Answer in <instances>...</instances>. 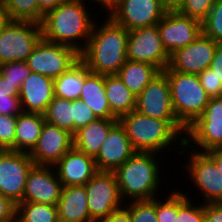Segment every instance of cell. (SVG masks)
<instances>
[{
  "mask_svg": "<svg viewBox=\"0 0 222 222\" xmlns=\"http://www.w3.org/2000/svg\"><path fill=\"white\" fill-rule=\"evenodd\" d=\"M34 165L27 152L0 150V194L14 204L21 202L28 174Z\"/></svg>",
  "mask_w": 222,
  "mask_h": 222,
  "instance_id": "30bf717a",
  "label": "cell"
},
{
  "mask_svg": "<svg viewBox=\"0 0 222 222\" xmlns=\"http://www.w3.org/2000/svg\"><path fill=\"white\" fill-rule=\"evenodd\" d=\"M117 122L118 119H96L90 122L73 134V147L89 156L95 157L109 130Z\"/></svg>",
  "mask_w": 222,
  "mask_h": 222,
  "instance_id": "603a6c76",
  "label": "cell"
},
{
  "mask_svg": "<svg viewBox=\"0 0 222 222\" xmlns=\"http://www.w3.org/2000/svg\"><path fill=\"white\" fill-rule=\"evenodd\" d=\"M214 2L215 0H183L176 11L202 22L211 11Z\"/></svg>",
  "mask_w": 222,
  "mask_h": 222,
  "instance_id": "d590c367",
  "label": "cell"
},
{
  "mask_svg": "<svg viewBox=\"0 0 222 222\" xmlns=\"http://www.w3.org/2000/svg\"><path fill=\"white\" fill-rule=\"evenodd\" d=\"M68 0H38L39 9L45 14Z\"/></svg>",
  "mask_w": 222,
  "mask_h": 222,
  "instance_id": "7dc6e473",
  "label": "cell"
},
{
  "mask_svg": "<svg viewBox=\"0 0 222 222\" xmlns=\"http://www.w3.org/2000/svg\"><path fill=\"white\" fill-rule=\"evenodd\" d=\"M73 107V134L83 126L95 121L97 118L91 108H89L81 99L72 101Z\"/></svg>",
  "mask_w": 222,
  "mask_h": 222,
  "instance_id": "f35d334b",
  "label": "cell"
},
{
  "mask_svg": "<svg viewBox=\"0 0 222 222\" xmlns=\"http://www.w3.org/2000/svg\"><path fill=\"white\" fill-rule=\"evenodd\" d=\"M161 70L151 64L126 60L117 76L124 85L137 97L142 90L156 77Z\"/></svg>",
  "mask_w": 222,
  "mask_h": 222,
  "instance_id": "4316f807",
  "label": "cell"
},
{
  "mask_svg": "<svg viewBox=\"0 0 222 222\" xmlns=\"http://www.w3.org/2000/svg\"><path fill=\"white\" fill-rule=\"evenodd\" d=\"M98 222H132L129 216V212L123 208L113 212L107 218L99 220Z\"/></svg>",
  "mask_w": 222,
  "mask_h": 222,
  "instance_id": "bcb514c9",
  "label": "cell"
},
{
  "mask_svg": "<svg viewBox=\"0 0 222 222\" xmlns=\"http://www.w3.org/2000/svg\"><path fill=\"white\" fill-rule=\"evenodd\" d=\"M18 116L0 115V150H13Z\"/></svg>",
  "mask_w": 222,
  "mask_h": 222,
  "instance_id": "74e56055",
  "label": "cell"
},
{
  "mask_svg": "<svg viewBox=\"0 0 222 222\" xmlns=\"http://www.w3.org/2000/svg\"><path fill=\"white\" fill-rule=\"evenodd\" d=\"M93 1L99 4V6L101 7L100 10L106 9L107 11H109L117 2V0H92V2Z\"/></svg>",
  "mask_w": 222,
  "mask_h": 222,
  "instance_id": "f907efd6",
  "label": "cell"
},
{
  "mask_svg": "<svg viewBox=\"0 0 222 222\" xmlns=\"http://www.w3.org/2000/svg\"><path fill=\"white\" fill-rule=\"evenodd\" d=\"M15 222H59L57 205L21 201L16 204Z\"/></svg>",
  "mask_w": 222,
  "mask_h": 222,
  "instance_id": "f1b7e54d",
  "label": "cell"
},
{
  "mask_svg": "<svg viewBox=\"0 0 222 222\" xmlns=\"http://www.w3.org/2000/svg\"><path fill=\"white\" fill-rule=\"evenodd\" d=\"M84 186L89 215L93 222L105 219L123 208L121 206L124 202L114 171H98Z\"/></svg>",
  "mask_w": 222,
  "mask_h": 222,
  "instance_id": "ba28073f",
  "label": "cell"
},
{
  "mask_svg": "<svg viewBox=\"0 0 222 222\" xmlns=\"http://www.w3.org/2000/svg\"><path fill=\"white\" fill-rule=\"evenodd\" d=\"M1 9L10 20L41 23L44 17V13L39 9L38 0H5Z\"/></svg>",
  "mask_w": 222,
  "mask_h": 222,
  "instance_id": "4dcf8cb0",
  "label": "cell"
},
{
  "mask_svg": "<svg viewBox=\"0 0 222 222\" xmlns=\"http://www.w3.org/2000/svg\"><path fill=\"white\" fill-rule=\"evenodd\" d=\"M19 98L24 112L44 114L54 98L53 79L31 72L21 85Z\"/></svg>",
  "mask_w": 222,
  "mask_h": 222,
  "instance_id": "44dd1931",
  "label": "cell"
},
{
  "mask_svg": "<svg viewBox=\"0 0 222 222\" xmlns=\"http://www.w3.org/2000/svg\"><path fill=\"white\" fill-rule=\"evenodd\" d=\"M16 204L0 194V222H15Z\"/></svg>",
  "mask_w": 222,
  "mask_h": 222,
  "instance_id": "7bdbcfd3",
  "label": "cell"
},
{
  "mask_svg": "<svg viewBox=\"0 0 222 222\" xmlns=\"http://www.w3.org/2000/svg\"><path fill=\"white\" fill-rule=\"evenodd\" d=\"M107 17L102 26L95 20L80 59L92 73L117 75L127 60L128 30Z\"/></svg>",
  "mask_w": 222,
  "mask_h": 222,
  "instance_id": "6da1fadb",
  "label": "cell"
},
{
  "mask_svg": "<svg viewBox=\"0 0 222 222\" xmlns=\"http://www.w3.org/2000/svg\"><path fill=\"white\" fill-rule=\"evenodd\" d=\"M44 123L43 114L22 111L17 118L14 151L29 153L36 145Z\"/></svg>",
  "mask_w": 222,
  "mask_h": 222,
  "instance_id": "d4e9b609",
  "label": "cell"
},
{
  "mask_svg": "<svg viewBox=\"0 0 222 222\" xmlns=\"http://www.w3.org/2000/svg\"><path fill=\"white\" fill-rule=\"evenodd\" d=\"M97 119H118L110 109L105 92V75L90 73L84 81L79 97Z\"/></svg>",
  "mask_w": 222,
  "mask_h": 222,
  "instance_id": "cb8c5ba5",
  "label": "cell"
},
{
  "mask_svg": "<svg viewBox=\"0 0 222 222\" xmlns=\"http://www.w3.org/2000/svg\"><path fill=\"white\" fill-rule=\"evenodd\" d=\"M3 98H19V90L0 73V99Z\"/></svg>",
  "mask_w": 222,
  "mask_h": 222,
  "instance_id": "ee69618b",
  "label": "cell"
},
{
  "mask_svg": "<svg viewBox=\"0 0 222 222\" xmlns=\"http://www.w3.org/2000/svg\"><path fill=\"white\" fill-rule=\"evenodd\" d=\"M157 156L155 152L136 151L114 171L123 201L125 198L131 201L156 198L162 183Z\"/></svg>",
  "mask_w": 222,
  "mask_h": 222,
  "instance_id": "277c9868",
  "label": "cell"
},
{
  "mask_svg": "<svg viewBox=\"0 0 222 222\" xmlns=\"http://www.w3.org/2000/svg\"><path fill=\"white\" fill-rule=\"evenodd\" d=\"M201 23L205 36L222 43V0H215L211 11Z\"/></svg>",
  "mask_w": 222,
  "mask_h": 222,
  "instance_id": "1f68e13d",
  "label": "cell"
},
{
  "mask_svg": "<svg viewBox=\"0 0 222 222\" xmlns=\"http://www.w3.org/2000/svg\"><path fill=\"white\" fill-rule=\"evenodd\" d=\"M85 1L68 0L46 12L40 23L42 38L72 47L81 53L87 45L95 22L90 16ZM80 39L84 42H77Z\"/></svg>",
  "mask_w": 222,
  "mask_h": 222,
  "instance_id": "7a4b0ae2",
  "label": "cell"
},
{
  "mask_svg": "<svg viewBox=\"0 0 222 222\" xmlns=\"http://www.w3.org/2000/svg\"><path fill=\"white\" fill-rule=\"evenodd\" d=\"M182 2L183 0H161L162 5L168 11H176L180 7Z\"/></svg>",
  "mask_w": 222,
  "mask_h": 222,
  "instance_id": "681fc988",
  "label": "cell"
},
{
  "mask_svg": "<svg viewBox=\"0 0 222 222\" xmlns=\"http://www.w3.org/2000/svg\"><path fill=\"white\" fill-rule=\"evenodd\" d=\"M127 60L145 62L164 71L170 63V55L162 44L157 25L128 31Z\"/></svg>",
  "mask_w": 222,
  "mask_h": 222,
  "instance_id": "8fae6325",
  "label": "cell"
},
{
  "mask_svg": "<svg viewBox=\"0 0 222 222\" xmlns=\"http://www.w3.org/2000/svg\"><path fill=\"white\" fill-rule=\"evenodd\" d=\"M79 59L80 53L74 48L41 38L26 63L33 73L54 79L67 71Z\"/></svg>",
  "mask_w": 222,
  "mask_h": 222,
  "instance_id": "9c48e42d",
  "label": "cell"
},
{
  "mask_svg": "<svg viewBox=\"0 0 222 222\" xmlns=\"http://www.w3.org/2000/svg\"><path fill=\"white\" fill-rule=\"evenodd\" d=\"M43 115L45 122L73 134L72 101L54 96Z\"/></svg>",
  "mask_w": 222,
  "mask_h": 222,
  "instance_id": "f546056e",
  "label": "cell"
},
{
  "mask_svg": "<svg viewBox=\"0 0 222 222\" xmlns=\"http://www.w3.org/2000/svg\"><path fill=\"white\" fill-rule=\"evenodd\" d=\"M164 202L156 198V215L158 222H176L178 212V191L168 194Z\"/></svg>",
  "mask_w": 222,
  "mask_h": 222,
  "instance_id": "8d00e7d4",
  "label": "cell"
},
{
  "mask_svg": "<svg viewBox=\"0 0 222 222\" xmlns=\"http://www.w3.org/2000/svg\"><path fill=\"white\" fill-rule=\"evenodd\" d=\"M73 147V134L44 123L34 148L28 153L35 165L54 166Z\"/></svg>",
  "mask_w": 222,
  "mask_h": 222,
  "instance_id": "e0dca14e",
  "label": "cell"
},
{
  "mask_svg": "<svg viewBox=\"0 0 222 222\" xmlns=\"http://www.w3.org/2000/svg\"><path fill=\"white\" fill-rule=\"evenodd\" d=\"M136 151L164 152L167 148L185 142L186 127L180 121H164L140 114L133 110L118 119ZM180 137V139H178ZM177 141V142H175ZM174 142V143H173Z\"/></svg>",
  "mask_w": 222,
  "mask_h": 222,
  "instance_id": "3957f363",
  "label": "cell"
},
{
  "mask_svg": "<svg viewBox=\"0 0 222 222\" xmlns=\"http://www.w3.org/2000/svg\"><path fill=\"white\" fill-rule=\"evenodd\" d=\"M167 75L171 101L177 119L188 128L204 111L210 97L195 74L164 71Z\"/></svg>",
  "mask_w": 222,
  "mask_h": 222,
  "instance_id": "5b68a950",
  "label": "cell"
},
{
  "mask_svg": "<svg viewBox=\"0 0 222 222\" xmlns=\"http://www.w3.org/2000/svg\"><path fill=\"white\" fill-rule=\"evenodd\" d=\"M135 152L124 127L118 121L109 130L94 160L98 171H115Z\"/></svg>",
  "mask_w": 222,
  "mask_h": 222,
  "instance_id": "d6986e66",
  "label": "cell"
},
{
  "mask_svg": "<svg viewBox=\"0 0 222 222\" xmlns=\"http://www.w3.org/2000/svg\"><path fill=\"white\" fill-rule=\"evenodd\" d=\"M57 209L59 222H93L84 185L63 186Z\"/></svg>",
  "mask_w": 222,
  "mask_h": 222,
  "instance_id": "7402d4cb",
  "label": "cell"
},
{
  "mask_svg": "<svg viewBox=\"0 0 222 222\" xmlns=\"http://www.w3.org/2000/svg\"><path fill=\"white\" fill-rule=\"evenodd\" d=\"M31 70L26 62H7L0 65L2 77L20 91L21 85L30 76Z\"/></svg>",
  "mask_w": 222,
  "mask_h": 222,
  "instance_id": "e575fe53",
  "label": "cell"
},
{
  "mask_svg": "<svg viewBox=\"0 0 222 222\" xmlns=\"http://www.w3.org/2000/svg\"><path fill=\"white\" fill-rule=\"evenodd\" d=\"M192 151L184 166V169H188V179L191 178L194 186L199 188L205 203L222 202V175L215 161L206 152Z\"/></svg>",
  "mask_w": 222,
  "mask_h": 222,
  "instance_id": "5bb4252c",
  "label": "cell"
},
{
  "mask_svg": "<svg viewBox=\"0 0 222 222\" xmlns=\"http://www.w3.org/2000/svg\"><path fill=\"white\" fill-rule=\"evenodd\" d=\"M135 111L142 115L164 121H179L174 113L170 84L161 71L136 97Z\"/></svg>",
  "mask_w": 222,
  "mask_h": 222,
  "instance_id": "4fadbf2b",
  "label": "cell"
},
{
  "mask_svg": "<svg viewBox=\"0 0 222 222\" xmlns=\"http://www.w3.org/2000/svg\"><path fill=\"white\" fill-rule=\"evenodd\" d=\"M217 44L218 42L201 33L194 42L170 55L169 66L164 71L200 74L210 67Z\"/></svg>",
  "mask_w": 222,
  "mask_h": 222,
  "instance_id": "2e32d148",
  "label": "cell"
},
{
  "mask_svg": "<svg viewBox=\"0 0 222 222\" xmlns=\"http://www.w3.org/2000/svg\"><path fill=\"white\" fill-rule=\"evenodd\" d=\"M206 153L215 161L217 168L222 175V148L212 149Z\"/></svg>",
  "mask_w": 222,
  "mask_h": 222,
  "instance_id": "c3c4849f",
  "label": "cell"
},
{
  "mask_svg": "<svg viewBox=\"0 0 222 222\" xmlns=\"http://www.w3.org/2000/svg\"><path fill=\"white\" fill-rule=\"evenodd\" d=\"M105 92L111 112L118 119L135 110L136 97L117 75H105Z\"/></svg>",
  "mask_w": 222,
  "mask_h": 222,
  "instance_id": "83f0119b",
  "label": "cell"
},
{
  "mask_svg": "<svg viewBox=\"0 0 222 222\" xmlns=\"http://www.w3.org/2000/svg\"><path fill=\"white\" fill-rule=\"evenodd\" d=\"M86 64L79 59L67 71L54 78V96L74 101L79 99L85 78L90 74Z\"/></svg>",
  "mask_w": 222,
  "mask_h": 222,
  "instance_id": "484cf974",
  "label": "cell"
},
{
  "mask_svg": "<svg viewBox=\"0 0 222 222\" xmlns=\"http://www.w3.org/2000/svg\"><path fill=\"white\" fill-rule=\"evenodd\" d=\"M62 186L85 185L98 172L94 157L72 147L54 165Z\"/></svg>",
  "mask_w": 222,
  "mask_h": 222,
  "instance_id": "ffe728a7",
  "label": "cell"
},
{
  "mask_svg": "<svg viewBox=\"0 0 222 222\" xmlns=\"http://www.w3.org/2000/svg\"><path fill=\"white\" fill-rule=\"evenodd\" d=\"M203 222H222V202L203 204Z\"/></svg>",
  "mask_w": 222,
  "mask_h": 222,
  "instance_id": "60d3db41",
  "label": "cell"
},
{
  "mask_svg": "<svg viewBox=\"0 0 222 222\" xmlns=\"http://www.w3.org/2000/svg\"><path fill=\"white\" fill-rule=\"evenodd\" d=\"M62 187L54 166L34 165L28 174L22 201L57 205Z\"/></svg>",
  "mask_w": 222,
  "mask_h": 222,
  "instance_id": "ac0fdd59",
  "label": "cell"
},
{
  "mask_svg": "<svg viewBox=\"0 0 222 222\" xmlns=\"http://www.w3.org/2000/svg\"><path fill=\"white\" fill-rule=\"evenodd\" d=\"M22 111L20 98L0 99V115L18 116Z\"/></svg>",
  "mask_w": 222,
  "mask_h": 222,
  "instance_id": "b9f144b4",
  "label": "cell"
},
{
  "mask_svg": "<svg viewBox=\"0 0 222 222\" xmlns=\"http://www.w3.org/2000/svg\"><path fill=\"white\" fill-rule=\"evenodd\" d=\"M186 136L183 150H179L182 155L189 147L200 152L222 148V96L209 99L203 113L186 129Z\"/></svg>",
  "mask_w": 222,
  "mask_h": 222,
  "instance_id": "8992f818",
  "label": "cell"
},
{
  "mask_svg": "<svg viewBox=\"0 0 222 222\" xmlns=\"http://www.w3.org/2000/svg\"><path fill=\"white\" fill-rule=\"evenodd\" d=\"M5 0H0V7L4 4Z\"/></svg>",
  "mask_w": 222,
  "mask_h": 222,
  "instance_id": "f5cc1de1",
  "label": "cell"
},
{
  "mask_svg": "<svg viewBox=\"0 0 222 222\" xmlns=\"http://www.w3.org/2000/svg\"><path fill=\"white\" fill-rule=\"evenodd\" d=\"M167 11L161 0H117L107 16L130 31L157 25Z\"/></svg>",
  "mask_w": 222,
  "mask_h": 222,
  "instance_id": "7c38bea8",
  "label": "cell"
},
{
  "mask_svg": "<svg viewBox=\"0 0 222 222\" xmlns=\"http://www.w3.org/2000/svg\"><path fill=\"white\" fill-rule=\"evenodd\" d=\"M10 19L8 16L4 13V11L0 7V34L4 27V25L9 21Z\"/></svg>",
  "mask_w": 222,
  "mask_h": 222,
  "instance_id": "816d5d0a",
  "label": "cell"
},
{
  "mask_svg": "<svg viewBox=\"0 0 222 222\" xmlns=\"http://www.w3.org/2000/svg\"><path fill=\"white\" fill-rule=\"evenodd\" d=\"M163 47L169 55L194 42L202 33V23L197 19L167 11L157 23Z\"/></svg>",
  "mask_w": 222,
  "mask_h": 222,
  "instance_id": "9a60e30c",
  "label": "cell"
},
{
  "mask_svg": "<svg viewBox=\"0 0 222 222\" xmlns=\"http://www.w3.org/2000/svg\"><path fill=\"white\" fill-rule=\"evenodd\" d=\"M125 209L132 222H158L156 215V198L151 200L130 201ZM127 206V207H126Z\"/></svg>",
  "mask_w": 222,
  "mask_h": 222,
  "instance_id": "d6a6232c",
  "label": "cell"
},
{
  "mask_svg": "<svg viewBox=\"0 0 222 222\" xmlns=\"http://www.w3.org/2000/svg\"><path fill=\"white\" fill-rule=\"evenodd\" d=\"M41 38L40 23L9 20L0 34V65L7 62H26Z\"/></svg>",
  "mask_w": 222,
  "mask_h": 222,
  "instance_id": "52a82bcc",
  "label": "cell"
},
{
  "mask_svg": "<svg viewBox=\"0 0 222 222\" xmlns=\"http://www.w3.org/2000/svg\"><path fill=\"white\" fill-rule=\"evenodd\" d=\"M188 194L178 191V212L176 222H203V204L194 205Z\"/></svg>",
  "mask_w": 222,
  "mask_h": 222,
  "instance_id": "836d02e7",
  "label": "cell"
},
{
  "mask_svg": "<svg viewBox=\"0 0 222 222\" xmlns=\"http://www.w3.org/2000/svg\"><path fill=\"white\" fill-rule=\"evenodd\" d=\"M214 75L222 82V43H218L209 67Z\"/></svg>",
  "mask_w": 222,
  "mask_h": 222,
  "instance_id": "f6af8a7d",
  "label": "cell"
},
{
  "mask_svg": "<svg viewBox=\"0 0 222 222\" xmlns=\"http://www.w3.org/2000/svg\"><path fill=\"white\" fill-rule=\"evenodd\" d=\"M197 76L210 98L222 96V82L218 80L210 68L205 69Z\"/></svg>",
  "mask_w": 222,
  "mask_h": 222,
  "instance_id": "ab89813d",
  "label": "cell"
}]
</instances>
